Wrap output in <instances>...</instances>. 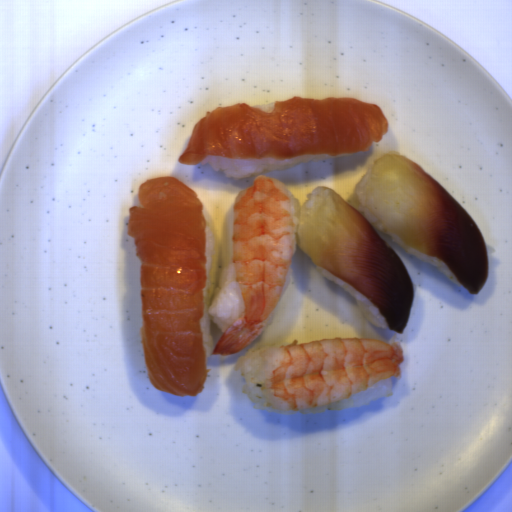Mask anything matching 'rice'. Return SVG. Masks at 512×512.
I'll use <instances>...</instances> for the list:
<instances>
[{
	"label": "rice",
	"instance_id": "obj_1",
	"mask_svg": "<svg viewBox=\"0 0 512 512\" xmlns=\"http://www.w3.org/2000/svg\"><path fill=\"white\" fill-rule=\"evenodd\" d=\"M233 209L234 205L225 214L221 245V271L209 304L208 293L215 255V236L211 214L203 207L207 276L203 288V312L199 326L205 358L211 357L214 350L211 322L224 334L245 309L234 269Z\"/></svg>",
	"mask_w": 512,
	"mask_h": 512
},
{
	"label": "rice",
	"instance_id": "obj_2",
	"mask_svg": "<svg viewBox=\"0 0 512 512\" xmlns=\"http://www.w3.org/2000/svg\"><path fill=\"white\" fill-rule=\"evenodd\" d=\"M335 157L307 154L288 159H239L209 155L199 163L200 165H210L215 172L222 170L225 177L235 181L243 180L266 171L285 170L296 167L304 162L335 159Z\"/></svg>",
	"mask_w": 512,
	"mask_h": 512
},
{
	"label": "rice",
	"instance_id": "obj_3",
	"mask_svg": "<svg viewBox=\"0 0 512 512\" xmlns=\"http://www.w3.org/2000/svg\"><path fill=\"white\" fill-rule=\"evenodd\" d=\"M377 160H374L368 166V168H367L366 172L364 173L363 177L361 178V180L355 185L354 192L356 194V197L353 201L348 202V203L351 204L371 224V226L376 231H379V232L389 236L390 239L392 241L396 242L403 251L429 263L440 274H442V275L448 277L450 280H452L458 287L461 286L462 284L455 279L451 270L446 266V264L442 260L432 257L423 252H420L417 249H415L414 247L404 244L396 235L385 230L382 227L381 223L379 222L377 216L367 207L366 199H365V188H366V184L369 179L370 173L372 171V168Z\"/></svg>",
	"mask_w": 512,
	"mask_h": 512
},
{
	"label": "rice",
	"instance_id": "obj_4",
	"mask_svg": "<svg viewBox=\"0 0 512 512\" xmlns=\"http://www.w3.org/2000/svg\"><path fill=\"white\" fill-rule=\"evenodd\" d=\"M393 382L391 378L374 383L359 394L337 400L319 407L301 410L297 412H284L286 414H318L328 410L343 408H360L366 406L370 401H377L381 397L392 394Z\"/></svg>",
	"mask_w": 512,
	"mask_h": 512
},
{
	"label": "rice",
	"instance_id": "obj_5",
	"mask_svg": "<svg viewBox=\"0 0 512 512\" xmlns=\"http://www.w3.org/2000/svg\"><path fill=\"white\" fill-rule=\"evenodd\" d=\"M263 348V347H262ZM262 348L257 350H248L240 355L234 362L233 369L242 376V393H245L249 403L252 404L253 409L268 410L263 406L264 397L262 393L258 392L255 385L252 384L253 376L258 372L261 366Z\"/></svg>",
	"mask_w": 512,
	"mask_h": 512
},
{
	"label": "rice",
	"instance_id": "obj_6",
	"mask_svg": "<svg viewBox=\"0 0 512 512\" xmlns=\"http://www.w3.org/2000/svg\"><path fill=\"white\" fill-rule=\"evenodd\" d=\"M315 266L319 274L323 278L330 280L356 300L364 318L370 324H372L376 328H389L384 315L371 299H369L368 297H366L365 295H363L362 293H360L359 291H357L356 289H354L353 287H351L350 285H348L335 275L321 268L316 263Z\"/></svg>",
	"mask_w": 512,
	"mask_h": 512
},
{
	"label": "rice",
	"instance_id": "obj_7",
	"mask_svg": "<svg viewBox=\"0 0 512 512\" xmlns=\"http://www.w3.org/2000/svg\"><path fill=\"white\" fill-rule=\"evenodd\" d=\"M323 186H318L316 187L314 190L311 191L308 199L302 204L300 205V201L293 197L294 198V203H295V213H296V223H297V230L299 228V225H300V219H301V213H302V210L305 206H313L314 204V200H313V197L314 196H317L319 194V191L320 189L322 188Z\"/></svg>",
	"mask_w": 512,
	"mask_h": 512
},
{
	"label": "rice",
	"instance_id": "obj_8",
	"mask_svg": "<svg viewBox=\"0 0 512 512\" xmlns=\"http://www.w3.org/2000/svg\"><path fill=\"white\" fill-rule=\"evenodd\" d=\"M276 103H266V104H255L251 107H254L256 109L262 110L264 112H270L274 109Z\"/></svg>",
	"mask_w": 512,
	"mask_h": 512
}]
</instances>
